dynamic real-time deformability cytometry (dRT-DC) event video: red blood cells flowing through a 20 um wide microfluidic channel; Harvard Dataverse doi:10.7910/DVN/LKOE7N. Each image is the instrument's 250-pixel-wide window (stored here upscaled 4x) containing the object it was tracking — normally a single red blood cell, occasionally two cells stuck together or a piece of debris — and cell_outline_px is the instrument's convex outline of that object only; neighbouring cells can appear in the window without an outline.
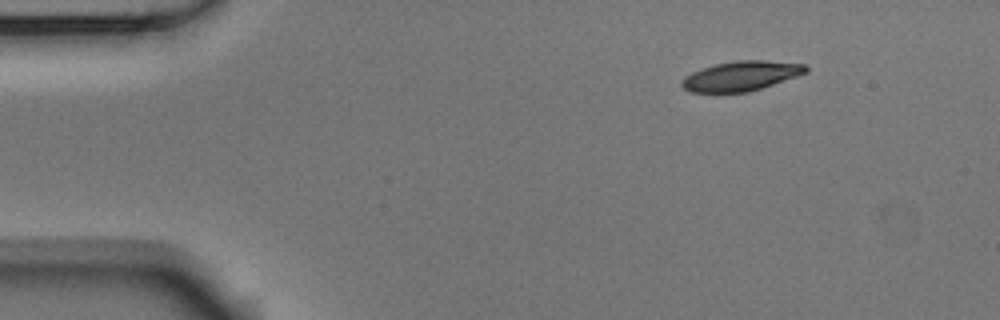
{"species": "Egyptian fruit bat (a non-hibernating species)", "species_latin": "Rousettus aegyptiacus", "temperature_condition": "room temperature", "stored_images_in_passage": 7, "camera_frame_rate_fps": 3000, "um_per_image_px": 0.085, "animal": {"sex": "male"}, "frame": {"image": 1, "passage_image": 1, "time_ms": 0.0, "image_size_px": [1000, 320], "cell_outline_px": [[808, 72], [748, 92], [688, 92], [680, 84], [680, 80], [684, 76], [692, 72], [716, 64], [740, 60], [764, 60], [804, 64], [808, 68]], "centroid_in_image_um": [62.95, 6.46], "position_along_channel_um": 22.0, "area_um2": 21.21}}
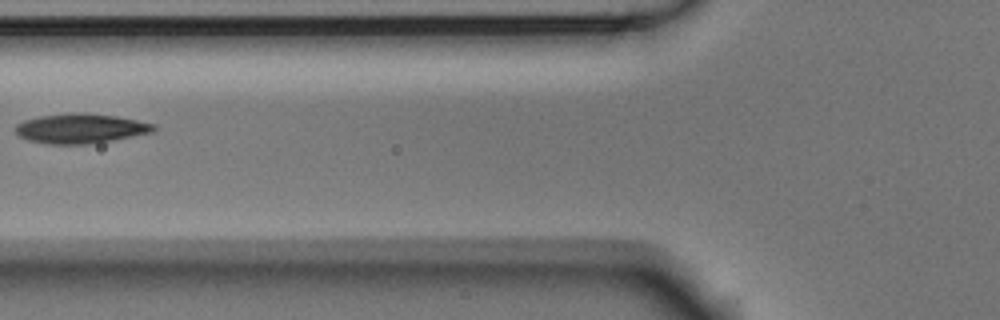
{"frame": {"image": 2, "passage_image": 5, "time_ms": 1.333, "image_size_px": [1000, 320], "cell_outline_px": [[156, 128], [152, 132], [112, 140], [88, 144], [48, 144], [28, 140], [20, 136], [16, 132], [16, 124], [24, 120], [40, 116], [72, 112], [84, 112], [116, 116], [156, 124]], "centroid_in_image_um": [6.84, 10.91], "position_along_channel_um": 119.0, "area_um2": 23.87}}
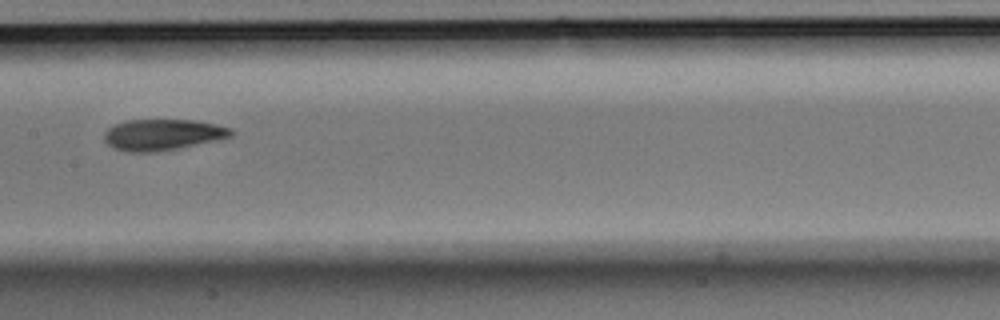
{"frame": {"image": 3, "passage_image": 7, "time_ms": 2.0, "image_size_px": [1000, 320], "cell_outline_px": [[236, 132], [232, 136], [216, 140], [156, 152], [128, 152], [112, 148], [104, 140], [104, 132], [108, 128], [124, 120], [196, 120], [216, 124], [232, 128]], "centroid_in_image_um": [13.82, 11.44], "position_along_channel_um": 193.6, "area_um2": 23.06}}